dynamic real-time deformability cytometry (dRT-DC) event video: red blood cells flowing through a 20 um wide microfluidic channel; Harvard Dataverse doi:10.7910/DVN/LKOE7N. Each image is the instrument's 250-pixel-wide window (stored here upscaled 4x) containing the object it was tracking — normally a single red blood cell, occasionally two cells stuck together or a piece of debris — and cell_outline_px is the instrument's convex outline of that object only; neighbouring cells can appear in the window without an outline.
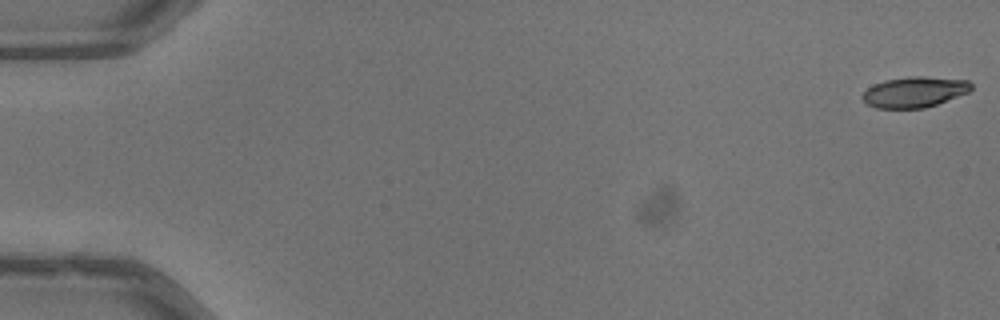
{"species": "common noctule bat (a hibernating species)", "species_latin": "Nyctalus noctula", "temperature_condition": "warm", "stored_images_in_passage": 51, "camera_frame_rate_fps": 3000, "um_per_image_px": 0.085, "animal": {"sex": "male", "body_mass_g": 13.3}, "frame": {"image": 1, "passage_image": 1, "time_ms": 0.0, "image_size_px": [1000, 320], "cell_outline_px": [[972, 88], [968, 92], [936, 104], [924, 108], [876, 108], [868, 104], [860, 96], [872, 84], [884, 80], [908, 76], [924, 76], [968, 80], [972, 84]], "centroid_in_image_um": [77.71, 7.8], "position_along_channel_um": 7.3, "area_um2": 19.42}}
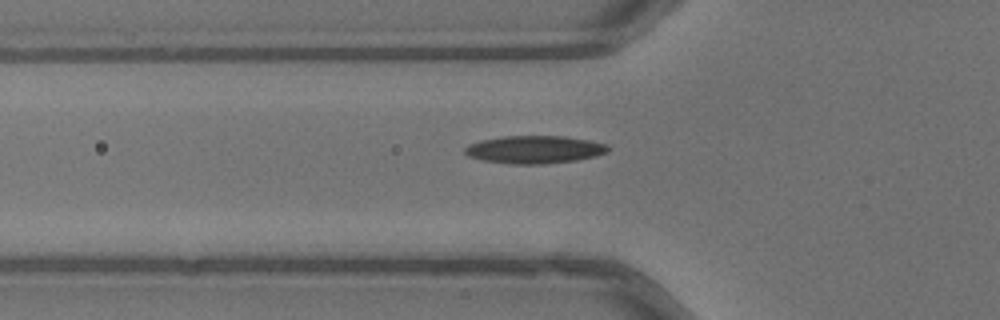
{"frame": {"image": 2, "passage_image": 19, "time_ms": 6.0, "image_size_px": [1000, 320], "cell_outline_px": [[608, 152], [596, 156], [576, 160], [544, 164], [508, 164], [484, 160], [468, 156], [464, 152], [464, 148], [468, 144], [480, 140], [504, 136], [564, 136], [588, 140], [608, 144]], "centroid_in_image_um": [45.42, 12.71], "position_along_channel_um": 80.4, "area_um2": 23.24}}
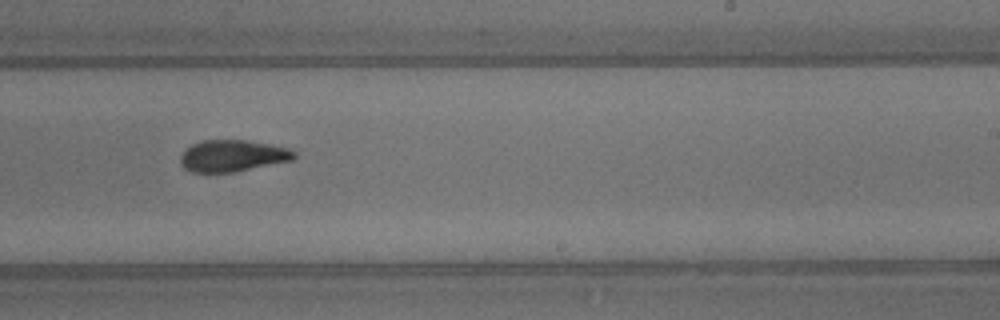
{"frame": {"image": 3, "passage_image": 33, "time_ms": 10.667, "image_size_px": [1000, 320], "cell_outline_px": [[296, 156], [292, 160], [232, 172], [192, 172], [184, 168], [180, 164], [180, 156], [192, 144], [200, 140], [248, 140], [272, 144], [288, 148], [296, 152]], "centroid_in_image_um": [19.77, 13.23], "position_along_channel_um": 269.2, "area_um2": 20.92}, "authors_computed_cell_mechanics": {"area_um2": 21.097, "velocity_mm_per_s": 4.0259, "shape_relaxation_time_tau1_ms": 5.4802, "shape_relaxation_time_tau2_ms": 3.1406, "deformation_change_tau1": 0.1776, "deformation_change_tau2": 0.1012}}